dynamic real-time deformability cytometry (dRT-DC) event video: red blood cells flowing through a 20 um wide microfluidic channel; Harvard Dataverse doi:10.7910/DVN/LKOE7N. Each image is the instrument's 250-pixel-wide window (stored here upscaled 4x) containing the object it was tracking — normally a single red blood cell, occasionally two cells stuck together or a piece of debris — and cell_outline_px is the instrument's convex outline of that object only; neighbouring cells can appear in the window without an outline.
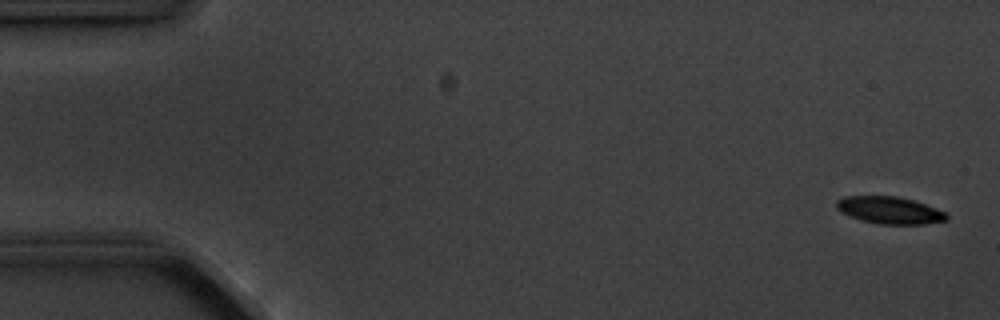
{"species": "common noctule bat (a hibernating species)", "species_latin": "Nyctalus noctula", "temperature_condition": "cold", "stored_images_in_passage": 6, "segment_of_instrument_passage": [1, 2], "camera_frame_rate_fps": 3000, "um_per_image_px": 0.085, "animal": {"sex": "male", "body_mass_g": 20.1, "forearm_length_mm": 53.5}, "frame": {"image": 1, "passage_image": 1, "time_ms": 0.0, "image_size_px": [1000, 320], "cell_outline_px": [[948, 220], [924, 224], [880, 224], [860, 220], [848, 216], [840, 212], [836, 208], [836, 200], [844, 196], [896, 196], [912, 200], [924, 204], [944, 212], [948, 216]], "centroid_in_image_um": [75.56, 17.87], "position_along_channel_um": 9.4, "area_um2": 17.4}}
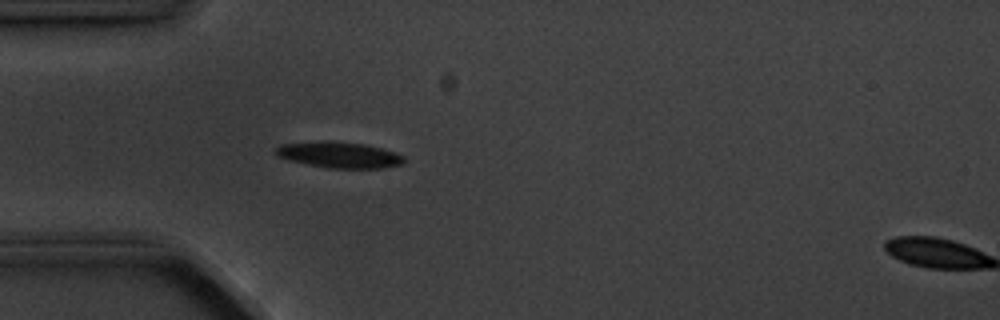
{"frame": {"image": 2, "passage_image": 5, "time_ms": 4.667, "image_size_px": [1000, 320], "cell_outline_px": [[404, 160], [400, 164], [384, 168], [328, 168], [288, 160], [280, 156], [276, 152], [276, 148], [280, 144], [328, 140], [332, 140], [364, 144], [380, 148], [404, 156]], "centroid_in_image_um": [28.81, 13.15], "position_along_channel_um": 56.2, "area_um2": 19.25}}